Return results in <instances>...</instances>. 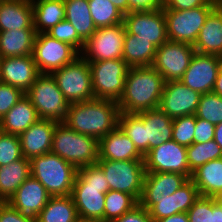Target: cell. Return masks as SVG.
<instances>
[{
  "mask_svg": "<svg viewBox=\"0 0 222 222\" xmlns=\"http://www.w3.org/2000/svg\"><path fill=\"white\" fill-rule=\"evenodd\" d=\"M119 115L117 102L94 98L71 103L63 123L80 134L100 140L118 126Z\"/></svg>",
  "mask_w": 222,
  "mask_h": 222,
  "instance_id": "1",
  "label": "cell"
},
{
  "mask_svg": "<svg viewBox=\"0 0 222 222\" xmlns=\"http://www.w3.org/2000/svg\"><path fill=\"white\" fill-rule=\"evenodd\" d=\"M165 80L152 66L130 67L119 99L120 112L139 113L157 109Z\"/></svg>",
  "mask_w": 222,
  "mask_h": 222,
  "instance_id": "2",
  "label": "cell"
},
{
  "mask_svg": "<svg viewBox=\"0 0 222 222\" xmlns=\"http://www.w3.org/2000/svg\"><path fill=\"white\" fill-rule=\"evenodd\" d=\"M109 190L107 179L97 163L77 169L71 196L79 219L104 221L105 195Z\"/></svg>",
  "mask_w": 222,
  "mask_h": 222,
  "instance_id": "3",
  "label": "cell"
},
{
  "mask_svg": "<svg viewBox=\"0 0 222 222\" xmlns=\"http://www.w3.org/2000/svg\"><path fill=\"white\" fill-rule=\"evenodd\" d=\"M51 152L79 169L99 160V140L58 123L53 132Z\"/></svg>",
  "mask_w": 222,
  "mask_h": 222,
  "instance_id": "4",
  "label": "cell"
},
{
  "mask_svg": "<svg viewBox=\"0 0 222 222\" xmlns=\"http://www.w3.org/2000/svg\"><path fill=\"white\" fill-rule=\"evenodd\" d=\"M31 176L38 180L51 196H69L72 193L77 169L52 152L33 157Z\"/></svg>",
  "mask_w": 222,
  "mask_h": 222,
  "instance_id": "5",
  "label": "cell"
},
{
  "mask_svg": "<svg viewBox=\"0 0 222 222\" xmlns=\"http://www.w3.org/2000/svg\"><path fill=\"white\" fill-rule=\"evenodd\" d=\"M25 95L36 108L40 119L63 123L70 104L52 74H40Z\"/></svg>",
  "mask_w": 222,
  "mask_h": 222,
  "instance_id": "6",
  "label": "cell"
},
{
  "mask_svg": "<svg viewBox=\"0 0 222 222\" xmlns=\"http://www.w3.org/2000/svg\"><path fill=\"white\" fill-rule=\"evenodd\" d=\"M52 76L69 104L94 99L89 62L81 55L54 71Z\"/></svg>",
  "mask_w": 222,
  "mask_h": 222,
  "instance_id": "7",
  "label": "cell"
},
{
  "mask_svg": "<svg viewBox=\"0 0 222 222\" xmlns=\"http://www.w3.org/2000/svg\"><path fill=\"white\" fill-rule=\"evenodd\" d=\"M110 190L134 196L138 201L142 194L146 174L144 160H98Z\"/></svg>",
  "mask_w": 222,
  "mask_h": 222,
  "instance_id": "8",
  "label": "cell"
},
{
  "mask_svg": "<svg viewBox=\"0 0 222 222\" xmlns=\"http://www.w3.org/2000/svg\"><path fill=\"white\" fill-rule=\"evenodd\" d=\"M94 98L118 102L130 68L123 59L89 62Z\"/></svg>",
  "mask_w": 222,
  "mask_h": 222,
  "instance_id": "9",
  "label": "cell"
},
{
  "mask_svg": "<svg viewBox=\"0 0 222 222\" xmlns=\"http://www.w3.org/2000/svg\"><path fill=\"white\" fill-rule=\"evenodd\" d=\"M216 6L188 10H163L168 40L194 45L209 13Z\"/></svg>",
  "mask_w": 222,
  "mask_h": 222,
  "instance_id": "10",
  "label": "cell"
},
{
  "mask_svg": "<svg viewBox=\"0 0 222 222\" xmlns=\"http://www.w3.org/2000/svg\"><path fill=\"white\" fill-rule=\"evenodd\" d=\"M125 32L124 23L97 28L84 42L80 55L88 62L123 59Z\"/></svg>",
  "mask_w": 222,
  "mask_h": 222,
  "instance_id": "11",
  "label": "cell"
},
{
  "mask_svg": "<svg viewBox=\"0 0 222 222\" xmlns=\"http://www.w3.org/2000/svg\"><path fill=\"white\" fill-rule=\"evenodd\" d=\"M79 55L70 44L58 41L47 33L36 34L32 56L40 74H52Z\"/></svg>",
  "mask_w": 222,
  "mask_h": 222,
  "instance_id": "12",
  "label": "cell"
},
{
  "mask_svg": "<svg viewBox=\"0 0 222 222\" xmlns=\"http://www.w3.org/2000/svg\"><path fill=\"white\" fill-rule=\"evenodd\" d=\"M194 54L193 45L168 40L157 48L152 67L162 75L165 82L179 81Z\"/></svg>",
  "mask_w": 222,
  "mask_h": 222,
  "instance_id": "13",
  "label": "cell"
},
{
  "mask_svg": "<svg viewBox=\"0 0 222 222\" xmlns=\"http://www.w3.org/2000/svg\"><path fill=\"white\" fill-rule=\"evenodd\" d=\"M146 173H178L191 178L187 161V147L174 140L167 141L149 150L144 155Z\"/></svg>",
  "mask_w": 222,
  "mask_h": 222,
  "instance_id": "14",
  "label": "cell"
},
{
  "mask_svg": "<svg viewBox=\"0 0 222 222\" xmlns=\"http://www.w3.org/2000/svg\"><path fill=\"white\" fill-rule=\"evenodd\" d=\"M200 193L191 179L178 190L164 198H140L139 204L148 210L150 217L156 220L178 213H187L199 198Z\"/></svg>",
  "mask_w": 222,
  "mask_h": 222,
  "instance_id": "15",
  "label": "cell"
},
{
  "mask_svg": "<svg viewBox=\"0 0 222 222\" xmlns=\"http://www.w3.org/2000/svg\"><path fill=\"white\" fill-rule=\"evenodd\" d=\"M123 23L129 34L148 40L157 48L168 41L163 8L150 12L127 13Z\"/></svg>",
  "mask_w": 222,
  "mask_h": 222,
  "instance_id": "16",
  "label": "cell"
},
{
  "mask_svg": "<svg viewBox=\"0 0 222 222\" xmlns=\"http://www.w3.org/2000/svg\"><path fill=\"white\" fill-rule=\"evenodd\" d=\"M220 66L219 56L195 52L190 65L179 81L200 94L211 92Z\"/></svg>",
  "mask_w": 222,
  "mask_h": 222,
  "instance_id": "17",
  "label": "cell"
},
{
  "mask_svg": "<svg viewBox=\"0 0 222 222\" xmlns=\"http://www.w3.org/2000/svg\"><path fill=\"white\" fill-rule=\"evenodd\" d=\"M200 96L181 81L165 82L158 108L172 119L195 115Z\"/></svg>",
  "mask_w": 222,
  "mask_h": 222,
  "instance_id": "18",
  "label": "cell"
},
{
  "mask_svg": "<svg viewBox=\"0 0 222 222\" xmlns=\"http://www.w3.org/2000/svg\"><path fill=\"white\" fill-rule=\"evenodd\" d=\"M50 197L51 195L46 188L30 176L18 187L15 194L7 202L18 210L23 217L37 221L38 215Z\"/></svg>",
  "mask_w": 222,
  "mask_h": 222,
  "instance_id": "19",
  "label": "cell"
},
{
  "mask_svg": "<svg viewBox=\"0 0 222 222\" xmlns=\"http://www.w3.org/2000/svg\"><path fill=\"white\" fill-rule=\"evenodd\" d=\"M0 82L26 93L40 75L32 55L4 57L0 61Z\"/></svg>",
  "mask_w": 222,
  "mask_h": 222,
  "instance_id": "20",
  "label": "cell"
},
{
  "mask_svg": "<svg viewBox=\"0 0 222 222\" xmlns=\"http://www.w3.org/2000/svg\"><path fill=\"white\" fill-rule=\"evenodd\" d=\"M58 122L39 119L19 135L22 156L31 160L51 152L53 132Z\"/></svg>",
  "mask_w": 222,
  "mask_h": 222,
  "instance_id": "21",
  "label": "cell"
},
{
  "mask_svg": "<svg viewBox=\"0 0 222 222\" xmlns=\"http://www.w3.org/2000/svg\"><path fill=\"white\" fill-rule=\"evenodd\" d=\"M99 160H144V156L117 126L99 140Z\"/></svg>",
  "mask_w": 222,
  "mask_h": 222,
  "instance_id": "22",
  "label": "cell"
},
{
  "mask_svg": "<svg viewBox=\"0 0 222 222\" xmlns=\"http://www.w3.org/2000/svg\"><path fill=\"white\" fill-rule=\"evenodd\" d=\"M193 47L197 53L222 56L221 3L209 13Z\"/></svg>",
  "mask_w": 222,
  "mask_h": 222,
  "instance_id": "23",
  "label": "cell"
},
{
  "mask_svg": "<svg viewBox=\"0 0 222 222\" xmlns=\"http://www.w3.org/2000/svg\"><path fill=\"white\" fill-rule=\"evenodd\" d=\"M34 29L31 0H0V31Z\"/></svg>",
  "mask_w": 222,
  "mask_h": 222,
  "instance_id": "24",
  "label": "cell"
},
{
  "mask_svg": "<svg viewBox=\"0 0 222 222\" xmlns=\"http://www.w3.org/2000/svg\"><path fill=\"white\" fill-rule=\"evenodd\" d=\"M39 119L36 108L24 95L0 120V130L19 136Z\"/></svg>",
  "mask_w": 222,
  "mask_h": 222,
  "instance_id": "25",
  "label": "cell"
},
{
  "mask_svg": "<svg viewBox=\"0 0 222 222\" xmlns=\"http://www.w3.org/2000/svg\"><path fill=\"white\" fill-rule=\"evenodd\" d=\"M144 126L146 134V153L172 140L173 119L159 108L144 111Z\"/></svg>",
  "mask_w": 222,
  "mask_h": 222,
  "instance_id": "26",
  "label": "cell"
},
{
  "mask_svg": "<svg viewBox=\"0 0 222 222\" xmlns=\"http://www.w3.org/2000/svg\"><path fill=\"white\" fill-rule=\"evenodd\" d=\"M189 178L178 173H146L140 198H164L178 190Z\"/></svg>",
  "mask_w": 222,
  "mask_h": 222,
  "instance_id": "27",
  "label": "cell"
},
{
  "mask_svg": "<svg viewBox=\"0 0 222 222\" xmlns=\"http://www.w3.org/2000/svg\"><path fill=\"white\" fill-rule=\"evenodd\" d=\"M31 176L29 159H21L0 166V202H7L18 187Z\"/></svg>",
  "mask_w": 222,
  "mask_h": 222,
  "instance_id": "28",
  "label": "cell"
},
{
  "mask_svg": "<svg viewBox=\"0 0 222 222\" xmlns=\"http://www.w3.org/2000/svg\"><path fill=\"white\" fill-rule=\"evenodd\" d=\"M36 34L35 29L0 31L1 58L32 55Z\"/></svg>",
  "mask_w": 222,
  "mask_h": 222,
  "instance_id": "29",
  "label": "cell"
},
{
  "mask_svg": "<svg viewBox=\"0 0 222 222\" xmlns=\"http://www.w3.org/2000/svg\"><path fill=\"white\" fill-rule=\"evenodd\" d=\"M33 27L36 33H46L65 19L64 0H31Z\"/></svg>",
  "mask_w": 222,
  "mask_h": 222,
  "instance_id": "30",
  "label": "cell"
},
{
  "mask_svg": "<svg viewBox=\"0 0 222 222\" xmlns=\"http://www.w3.org/2000/svg\"><path fill=\"white\" fill-rule=\"evenodd\" d=\"M200 196L215 197L222 191V158L209 161L192 172L190 178Z\"/></svg>",
  "mask_w": 222,
  "mask_h": 222,
  "instance_id": "31",
  "label": "cell"
},
{
  "mask_svg": "<svg viewBox=\"0 0 222 222\" xmlns=\"http://www.w3.org/2000/svg\"><path fill=\"white\" fill-rule=\"evenodd\" d=\"M157 47L136 35L125 32L123 60L129 67L152 66Z\"/></svg>",
  "mask_w": 222,
  "mask_h": 222,
  "instance_id": "32",
  "label": "cell"
},
{
  "mask_svg": "<svg viewBox=\"0 0 222 222\" xmlns=\"http://www.w3.org/2000/svg\"><path fill=\"white\" fill-rule=\"evenodd\" d=\"M65 19L68 20L77 31V34L86 41L96 31L88 0H64Z\"/></svg>",
  "mask_w": 222,
  "mask_h": 222,
  "instance_id": "33",
  "label": "cell"
},
{
  "mask_svg": "<svg viewBox=\"0 0 222 222\" xmlns=\"http://www.w3.org/2000/svg\"><path fill=\"white\" fill-rule=\"evenodd\" d=\"M79 216L71 195L51 196L38 215L37 222H78Z\"/></svg>",
  "mask_w": 222,
  "mask_h": 222,
  "instance_id": "34",
  "label": "cell"
},
{
  "mask_svg": "<svg viewBox=\"0 0 222 222\" xmlns=\"http://www.w3.org/2000/svg\"><path fill=\"white\" fill-rule=\"evenodd\" d=\"M118 127L128 136L137 150L146 154V134L144 126V111L139 113L120 112Z\"/></svg>",
  "mask_w": 222,
  "mask_h": 222,
  "instance_id": "35",
  "label": "cell"
},
{
  "mask_svg": "<svg viewBox=\"0 0 222 222\" xmlns=\"http://www.w3.org/2000/svg\"><path fill=\"white\" fill-rule=\"evenodd\" d=\"M139 201L132 195L109 190L105 195L104 222H112L132 210Z\"/></svg>",
  "mask_w": 222,
  "mask_h": 222,
  "instance_id": "36",
  "label": "cell"
},
{
  "mask_svg": "<svg viewBox=\"0 0 222 222\" xmlns=\"http://www.w3.org/2000/svg\"><path fill=\"white\" fill-rule=\"evenodd\" d=\"M96 28L123 23L124 14L110 0H88Z\"/></svg>",
  "mask_w": 222,
  "mask_h": 222,
  "instance_id": "37",
  "label": "cell"
},
{
  "mask_svg": "<svg viewBox=\"0 0 222 222\" xmlns=\"http://www.w3.org/2000/svg\"><path fill=\"white\" fill-rule=\"evenodd\" d=\"M219 158H222V151L214 140L187 146V161L191 172L205 163Z\"/></svg>",
  "mask_w": 222,
  "mask_h": 222,
  "instance_id": "38",
  "label": "cell"
},
{
  "mask_svg": "<svg viewBox=\"0 0 222 222\" xmlns=\"http://www.w3.org/2000/svg\"><path fill=\"white\" fill-rule=\"evenodd\" d=\"M195 116L214 125L221 123L222 97L213 91L201 94Z\"/></svg>",
  "mask_w": 222,
  "mask_h": 222,
  "instance_id": "39",
  "label": "cell"
},
{
  "mask_svg": "<svg viewBox=\"0 0 222 222\" xmlns=\"http://www.w3.org/2000/svg\"><path fill=\"white\" fill-rule=\"evenodd\" d=\"M196 116L187 115L173 119L172 140L184 146L194 143Z\"/></svg>",
  "mask_w": 222,
  "mask_h": 222,
  "instance_id": "40",
  "label": "cell"
},
{
  "mask_svg": "<svg viewBox=\"0 0 222 222\" xmlns=\"http://www.w3.org/2000/svg\"><path fill=\"white\" fill-rule=\"evenodd\" d=\"M46 33L51 37L57 39L58 41L70 44L79 53L84 47L85 41L77 34L75 28L66 19L62 20L61 22H58Z\"/></svg>",
  "mask_w": 222,
  "mask_h": 222,
  "instance_id": "41",
  "label": "cell"
},
{
  "mask_svg": "<svg viewBox=\"0 0 222 222\" xmlns=\"http://www.w3.org/2000/svg\"><path fill=\"white\" fill-rule=\"evenodd\" d=\"M22 157L19 136L0 130V166L8 165Z\"/></svg>",
  "mask_w": 222,
  "mask_h": 222,
  "instance_id": "42",
  "label": "cell"
},
{
  "mask_svg": "<svg viewBox=\"0 0 222 222\" xmlns=\"http://www.w3.org/2000/svg\"><path fill=\"white\" fill-rule=\"evenodd\" d=\"M213 213V197L199 196L189 208L187 216L189 222H211Z\"/></svg>",
  "mask_w": 222,
  "mask_h": 222,
  "instance_id": "43",
  "label": "cell"
},
{
  "mask_svg": "<svg viewBox=\"0 0 222 222\" xmlns=\"http://www.w3.org/2000/svg\"><path fill=\"white\" fill-rule=\"evenodd\" d=\"M24 95L15 86L0 82V120Z\"/></svg>",
  "mask_w": 222,
  "mask_h": 222,
  "instance_id": "44",
  "label": "cell"
},
{
  "mask_svg": "<svg viewBox=\"0 0 222 222\" xmlns=\"http://www.w3.org/2000/svg\"><path fill=\"white\" fill-rule=\"evenodd\" d=\"M218 0H163V10H188L200 6H217Z\"/></svg>",
  "mask_w": 222,
  "mask_h": 222,
  "instance_id": "45",
  "label": "cell"
},
{
  "mask_svg": "<svg viewBox=\"0 0 222 222\" xmlns=\"http://www.w3.org/2000/svg\"><path fill=\"white\" fill-rule=\"evenodd\" d=\"M215 125L196 117L194 143H205L214 139Z\"/></svg>",
  "mask_w": 222,
  "mask_h": 222,
  "instance_id": "46",
  "label": "cell"
},
{
  "mask_svg": "<svg viewBox=\"0 0 222 222\" xmlns=\"http://www.w3.org/2000/svg\"><path fill=\"white\" fill-rule=\"evenodd\" d=\"M112 222H154L150 217L147 209L143 208L140 204L135 206L132 210L128 211L120 218Z\"/></svg>",
  "mask_w": 222,
  "mask_h": 222,
  "instance_id": "47",
  "label": "cell"
},
{
  "mask_svg": "<svg viewBox=\"0 0 222 222\" xmlns=\"http://www.w3.org/2000/svg\"><path fill=\"white\" fill-rule=\"evenodd\" d=\"M163 8V0H128V13L150 12Z\"/></svg>",
  "mask_w": 222,
  "mask_h": 222,
  "instance_id": "48",
  "label": "cell"
},
{
  "mask_svg": "<svg viewBox=\"0 0 222 222\" xmlns=\"http://www.w3.org/2000/svg\"><path fill=\"white\" fill-rule=\"evenodd\" d=\"M0 222H37L23 217L8 202H0Z\"/></svg>",
  "mask_w": 222,
  "mask_h": 222,
  "instance_id": "49",
  "label": "cell"
},
{
  "mask_svg": "<svg viewBox=\"0 0 222 222\" xmlns=\"http://www.w3.org/2000/svg\"><path fill=\"white\" fill-rule=\"evenodd\" d=\"M155 222H189L187 213H178L174 214L172 216H168L159 220H156Z\"/></svg>",
  "mask_w": 222,
  "mask_h": 222,
  "instance_id": "50",
  "label": "cell"
},
{
  "mask_svg": "<svg viewBox=\"0 0 222 222\" xmlns=\"http://www.w3.org/2000/svg\"><path fill=\"white\" fill-rule=\"evenodd\" d=\"M211 222H222V206L216 202L213 197V213H211Z\"/></svg>",
  "mask_w": 222,
  "mask_h": 222,
  "instance_id": "51",
  "label": "cell"
},
{
  "mask_svg": "<svg viewBox=\"0 0 222 222\" xmlns=\"http://www.w3.org/2000/svg\"><path fill=\"white\" fill-rule=\"evenodd\" d=\"M213 92L217 93L219 96L222 97V65L220 66L218 76L215 81V85L213 88Z\"/></svg>",
  "mask_w": 222,
  "mask_h": 222,
  "instance_id": "52",
  "label": "cell"
},
{
  "mask_svg": "<svg viewBox=\"0 0 222 222\" xmlns=\"http://www.w3.org/2000/svg\"><path fill=\"white\" fill-rule=\"evenodd\" d=\"M124 15L128 13V0H110Z\"/></svg>",
  "mask_w": 222,
  "mask_h": 222,
  "instance_id": "53",
  "label": "cell"
},
{
  "mask_svg": "<svg viewBox=\"0 0 222 222\" xmlns=\"http://www.w3.org/2000/svg\"><path fill=\"white\" fill-rule=\"evenodd\" d=\"M213 140L219 145L222 151V122L215 125V135Z\"/></svg>",
  "mask_w": 222,
  "mask_h": 222,
  "instance_id": "54",
  "label": "cell"
},
{
  "mask_svg": "<svg viewBox=\"0 0 222 222\" xmlns=\"http://www.w3.org/2000/svg\"><path fill=\"white\" fill-rule=\"evenodd\" d=\"M214 198L216 202H218L222 206V191L218 193Z\"/></svg>",
  "mask_w": 222,
  "mask_h": 222,
  "instance_id": "55",
  "label": "cell"
},
{
  "mask_svg": "<svg viewBox=\"0 0 222 222\" xmlns=\"http://www.w3.org/2000/svg\"><path fill=\"white\" fill-rule=\"evenodd\" d=\"M78 222H104V221H91V220H79Z\"/></svg>",
  "mask_w": 222,
  "mask_h": 222,
  "instance_id": "56",
  "label": "cell"
}]
</instances>
